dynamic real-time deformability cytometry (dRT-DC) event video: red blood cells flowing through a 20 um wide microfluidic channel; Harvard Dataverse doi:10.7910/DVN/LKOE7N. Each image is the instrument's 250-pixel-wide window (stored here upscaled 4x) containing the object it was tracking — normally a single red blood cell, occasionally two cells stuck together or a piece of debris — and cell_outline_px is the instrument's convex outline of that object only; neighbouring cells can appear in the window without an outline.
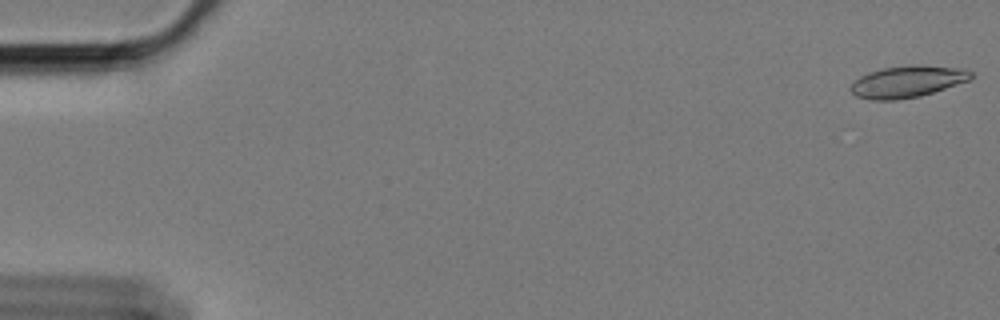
{"species": "Egyptian fruit bat (a non-hibernating species)", "species_latin": "Rousettus aegyptiacus", "temperature_condition": "cold", "stored_images_in_passage": 11, "camera_frame_rate_fps": 3000, "um_per_image_px": 0.085, "animal": {"sex": "female"}, "frame": {"image": 1, "passage_image": 1, "time_ms": 0.0, "image_size_px": [1000, 320], "cell_outline_px": [[972, 76], [968, 80], [920, 96], [896, 100], [872, 100], [856, 96], [848, 88], [860, 76], [868, 72], [884, 68], [908, 64], [916, 64], [964, 68], [972, 72]], "centroid_in_image_um": [77.1, 6.92], "position_along_channel_um": 7.9, "area_um2": 22.2}}